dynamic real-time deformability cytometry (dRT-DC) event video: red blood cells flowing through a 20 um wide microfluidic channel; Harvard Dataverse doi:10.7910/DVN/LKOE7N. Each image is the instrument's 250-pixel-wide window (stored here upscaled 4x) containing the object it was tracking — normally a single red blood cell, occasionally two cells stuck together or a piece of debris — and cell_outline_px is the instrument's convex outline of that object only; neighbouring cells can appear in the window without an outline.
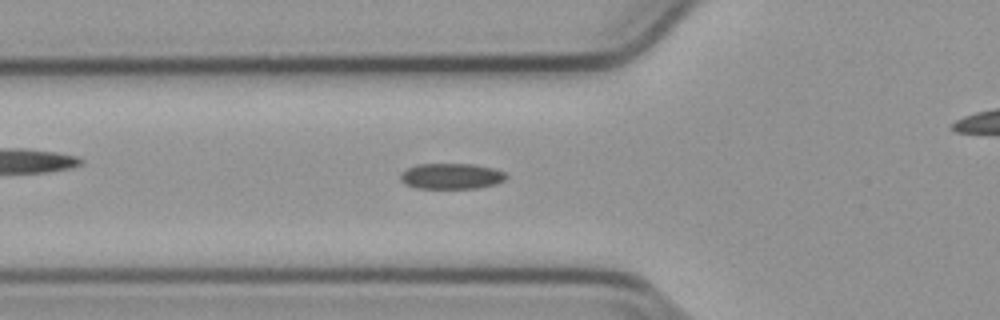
{"species": "common noctule bat (a hibernating species)", "species_latin": "Nyctalus noctula", "temperature_condition": "cold", "stored_images_in_passage": 48, "camera_frame_rate_fps": 3000, "um_per_image_px": 0.085, "animal": {"sex": "male", "body_mass_g": 23.1, "forearm_length_mm": 52.7}, "frame": {"image": 1, "passage_image": 20, "time_ms": 6.333, "image_size_px": [1000, 320], "cell_outline_px": [[508, 176], [504, 180], [496, 184], [476, 188], [416, 188], [404, 184], [400, 180], [400, 172], [416, 164], [472, 164], [492, 168], [504, 172]], "centroid_in_image_um": [38.33, 14.97], "position_along_channel_um": 87.5, "area_um2": 15.9}}
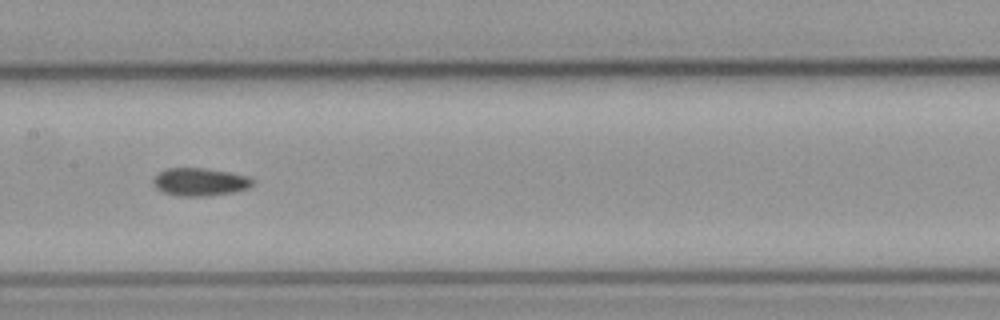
{"frame": {"image": 2, "passage_image": 28, "time_ms": 9.0, "image_size_px": [1000, 320], "cell_outline_px": [[256, 180], [248, 188], [232, 192], [208, 196], [176, 196], [164, 192], [156, 188], [152, 184], [152, 180], [164, 168], [204, 168], [228, 172], [248, 176]], "centroid_in_image_um": [16.98, 15.46], "position_along_channel_um": 190.4, "area_um2": 16.18}}
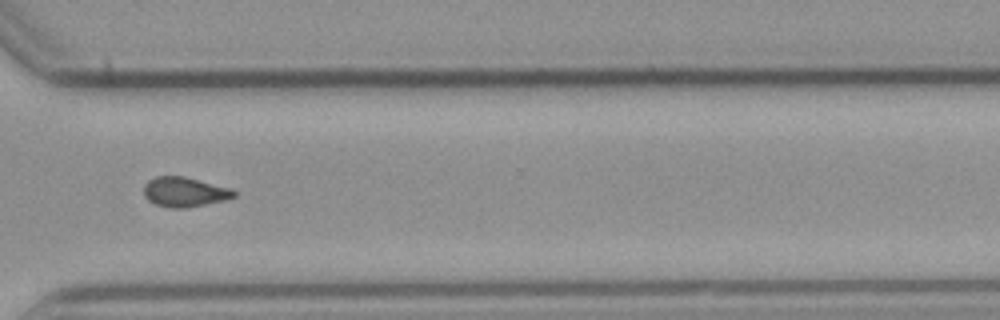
{"frame": {"image": 3, "passage_image": 41, "time_ms": 13.333, "image_size_px": [1000, 320], "cell_outline_px": [[236, 196], [224, 200], [184, 208], [172, 208], [156, 204], [148, 200], [144, 196], [144, 184], [148, 180], [156, 176], [184, 176], [232, 188], [236, 192]], "centroid_in_image_um": [15.68, 16.3], "position_along_channel_um": 354.9, "area_um2": 15.61}}